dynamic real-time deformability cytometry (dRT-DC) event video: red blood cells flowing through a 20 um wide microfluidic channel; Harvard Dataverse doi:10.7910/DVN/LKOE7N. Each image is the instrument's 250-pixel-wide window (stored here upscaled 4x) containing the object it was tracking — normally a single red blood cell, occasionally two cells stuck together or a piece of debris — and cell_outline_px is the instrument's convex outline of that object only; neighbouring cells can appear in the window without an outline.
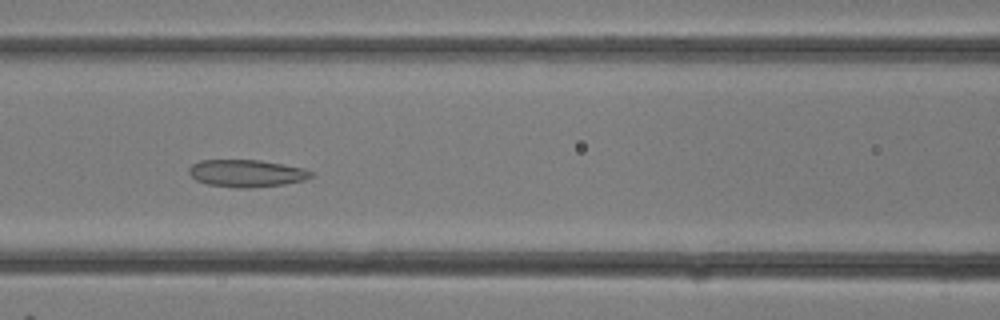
{"species": "common noctule bat (a hibernating species)", "species_latin": "Nyctalus noctula", "temperature_condition": "room temperature", "stored_images_in_passage": 27, "camera_frame_rate_fps": 3000, "um_per_image_px": 0.085, "animal": {"sex": "female"}, "frame": {"image": 1, "passage_image": 9, "time_ms": 2.667, "image_size_px": [1000, 320], "cell_outline_px": [[312, 176], [304, 180], [284, 184], [248, 188], [236, 188], [204, 184], [196, 180], [188, 172], [188, 168], [192, 164], [200, 160], [260, 160], [304, 168], [312, 172]], "centroid_in_image_um": [20.92, 14.73], "position_along_channel_um": 145.7, "area_um2": 19.48}}
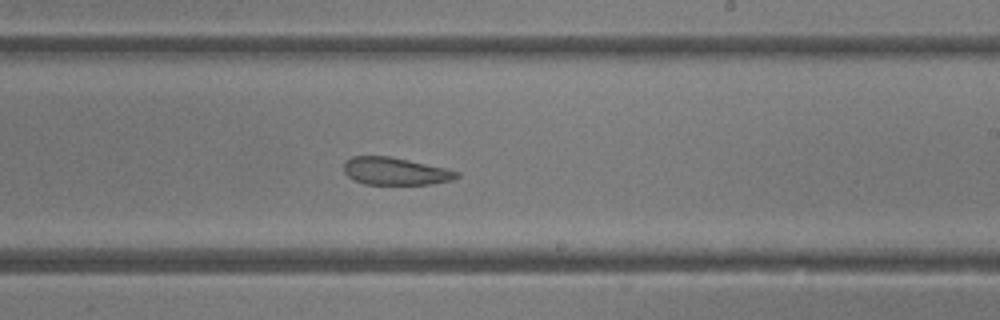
{"frame": {"image": 2, "passage_image": 14, "time_ms": 4.333, "image_size_px": [1000, 320], "cell_outline_px": [[460, 176], [452, 180], [432, 184], [364, 184], [348, 176], [344, 172], [344, 160], [352, 156], [388, 156], [408, 160], [444, 168], [460, 172]], "centroid_in_image_um": [33.58, 14.55], "position_along_channel_um": 255.4, "area_um2": 17.98}}
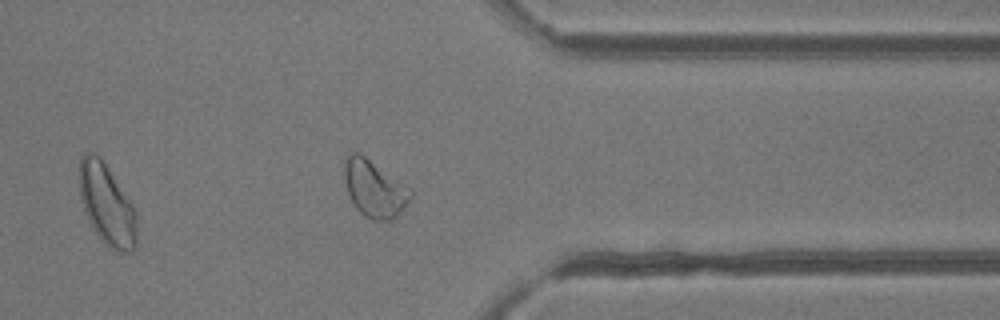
{"frame": {"image": 3, "passage_image": 20, "time_ms": 6.333, "image_size_px": [1000, 320], "cell_outline_px": [[412, 196], [404, 208], [392, 220], [372, 220], [364, 216], [356, 208], [348, 192], [344, 180], [344, 160], [352, 152], [360, 152], [412, 192]], "centroid_in_image_um": [31.78, 16.05], "position_along_channel_um": 379.6, "area_um2": 21.39}}